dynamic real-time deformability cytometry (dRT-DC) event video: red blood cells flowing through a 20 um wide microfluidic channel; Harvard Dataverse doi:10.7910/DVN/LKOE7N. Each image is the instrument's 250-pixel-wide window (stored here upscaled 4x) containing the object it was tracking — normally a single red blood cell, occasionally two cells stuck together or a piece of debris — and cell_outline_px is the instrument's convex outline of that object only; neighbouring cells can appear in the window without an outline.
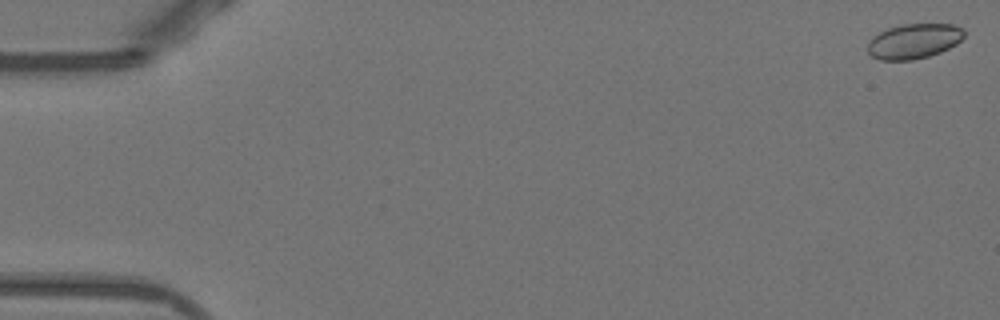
{"species": "Egyptian fruit bat (a non-hibernating species)", "species_latin": "Rousettus aegyptiacus", "temperature_condition": "warm", "stored_images_in_passage": 10, "camera_frame_rate_fps": 3000, "um_per_image_px": 0.085, "animal": {"sex": "female"}, "frame": {"image": 1, "passage_image": 1, "time_ms": 0.0, "image_size_px": [1000, 320], "cell_outline_px": [[964, 36], [956, 44], [940, 52], [928, 56], [912, 60], [880, 60], [872, 56], [868, 52], [868, 40], [872, 36], [888, 28], [900, 24], [956, 24], [964, 28]], "centroid_in_image_um": [77.67, 3.49], "position_along_channel_um": 7.3, "area_um2": 19.77}}